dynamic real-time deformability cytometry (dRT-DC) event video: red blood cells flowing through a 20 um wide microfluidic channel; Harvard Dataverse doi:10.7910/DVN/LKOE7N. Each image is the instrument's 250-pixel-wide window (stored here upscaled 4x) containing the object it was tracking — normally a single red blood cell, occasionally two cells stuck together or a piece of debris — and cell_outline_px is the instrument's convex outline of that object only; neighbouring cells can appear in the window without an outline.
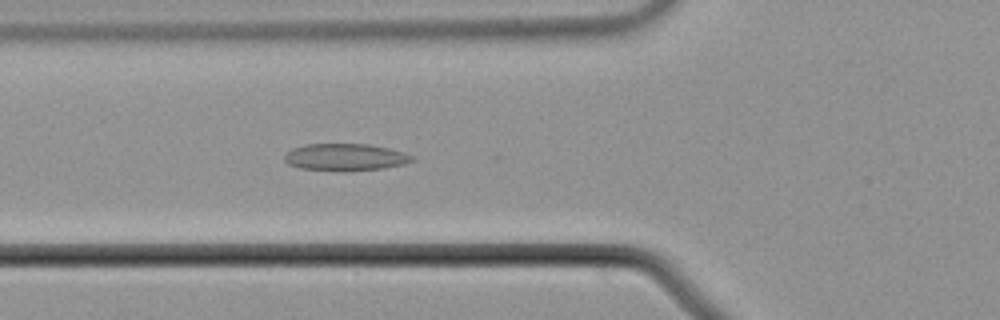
{"species": "common noctule bat (a hibernating species)", "species_latin": "Nyctalus noctula", "temperature_condition": "cold", "stored_images_in_passage": 56, "camera_frame_rate_fps": 3000, "um_per_image_px": 0.085, "animal": {"sex": "male", "body_mass_g": 21.5, "forearm_length_mm": 52.0}, "frame": {"image": 1, "passage_image": 21, "time_ms": 6.667, "image_size_px": [1000, 320], "cell_outline_px": [[416, 160], [404, 164], [384, 168], [348, 172], [340, 172], [300, 168], [288, 164], [284, 160], [284, 156], [292, 148], [304, 144], [368, 144], [388, 148], [404, 152], [412, 156]], "centroid_in_image_um": [29.35, 13.37], "position_along_channel_um": 96.5, "area_um2": 20.46}}
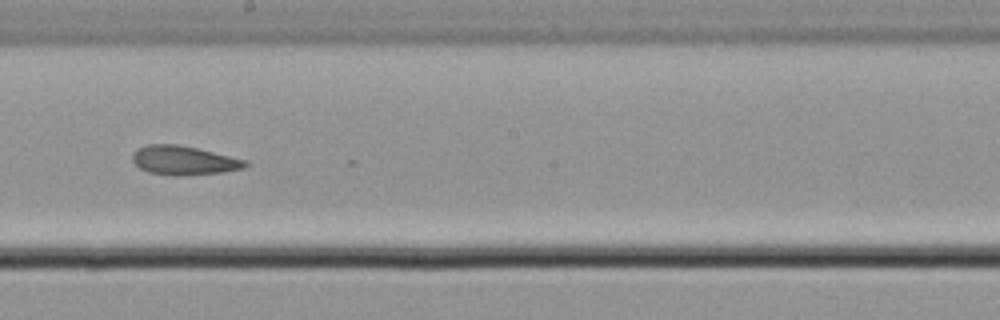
{"frame": {"image": 2, "passage_image": 32, "time_ms": 10.333, "image_size_px": [1000, 320], "cell_outline_px": [[248, 164], [244, 168], [224, 172], [180, 176], [176, 176], [148, 172], [140, 168], [132, 160], [132, 156], [140, 148], [148, 144], [176, 144], [196, 148], [248, 160]], "centroid_in_image_um": [15.66, 13.64], "position_along_channel_um": 232.5, "area_um2": 18.96}}
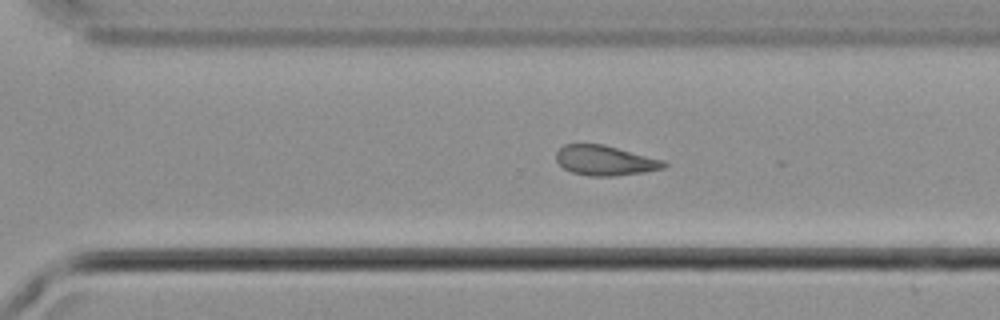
{"frame": {"image": 3, "passage_image": 39, "time_ms": 12.667, "image_size_px": [1000, 320], "cell_outline_px": [[668, 164], [664, 168], [644, 172], [616, 176], [588, 176], [572, 172], [564, 168], [556, 160], [556, 152], [564, 144], [604, 144], [664, 160]], "centroid_in_image_um": [51.44, 13.64], "position_along_channel_um": 319.2, "area_um2": 18.84}, "authors_computed_cell_mechanics": {"area_um2": 20.1144, "velocity_mm_per_s": 3.7078, "shape_relaxation_time_tau1_ms": null, "shape_relaxation_time_tau2_ms": 1.738, "deformation_change_tau1": null, "deformation_change_tau2": 0.0624}}